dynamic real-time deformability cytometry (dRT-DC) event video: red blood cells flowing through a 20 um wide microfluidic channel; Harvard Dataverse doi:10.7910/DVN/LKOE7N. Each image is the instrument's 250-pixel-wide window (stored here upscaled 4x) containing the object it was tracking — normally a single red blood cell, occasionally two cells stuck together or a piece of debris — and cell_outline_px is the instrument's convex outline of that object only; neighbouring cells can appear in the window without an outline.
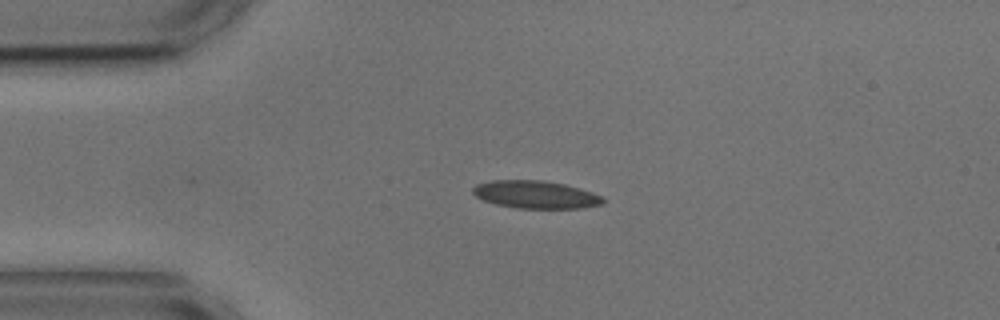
{"species": "common noctule bat (a hibernating species)", "species_latin": "Nyctalus noctula", "temperature_condition": "cold", "stored_images_in_passage": 2, "camera_frame_rate_fps": 3000, "um_per_image_px": 0.085, "animal": {"sex": "male", "body_mass_g": 17.9, "forearm_length_mm": 54.2}, "frame": {"image": 1, "passage_image": 2, "time_ms": 2.0, "image_size_px": [1000, 320], "cell_outline_px": [[604, 200], [600, 204], [584, 208], [516, 208], [496, 204], [484, 200], [476, 196], [472, 192], [472, 188], [476, 184], [492, 180], [544, 180], [564, 184], [592, 192], [600, 196]], "centroid_in_image_um": [45.49, 16.53], "position_along_channel_um": 39.5, "area_um2": 20.87}}